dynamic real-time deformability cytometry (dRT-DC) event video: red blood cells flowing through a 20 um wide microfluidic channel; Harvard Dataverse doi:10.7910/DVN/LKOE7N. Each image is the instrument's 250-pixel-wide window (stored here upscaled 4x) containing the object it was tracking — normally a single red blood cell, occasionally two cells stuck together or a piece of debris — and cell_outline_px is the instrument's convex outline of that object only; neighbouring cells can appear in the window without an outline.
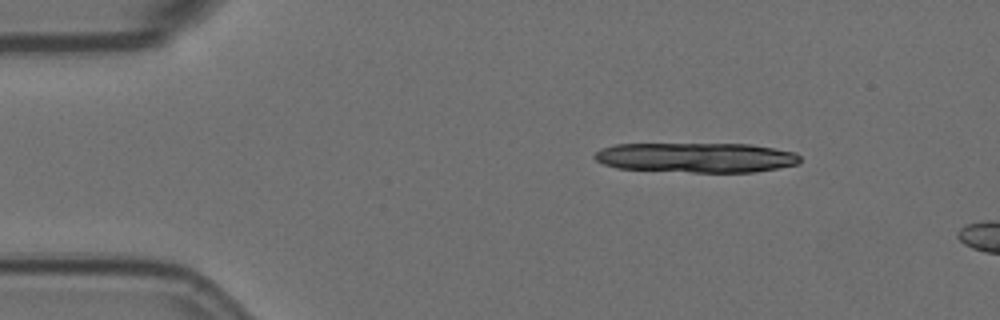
{"species": "Egyptian fruit bat (a non-hibernating species)", "species_latin": "Rousettus aegyptiacus", "temperature_condition": "room temperature", "stored_images_in_passage": 4, "camera_frame_rate_fps": 3000, "um_per_image_px": 0.085, "animal": {"sex": "female"}, "frame": {"image": 1, "passage_image": 2, "time_ms": 1.333, "image_size_px": [1000, 320], "cell_outline_px": [[800, 164], [752, 172], [692, 172], [616, 168], [604, 164], [596, 160], [592, 156], [600, 148], [616, 144], [752, 144], [796, 152], [800, 156]], "centroid_in_image_um": [59.18, 13.39], "position_along_channel_um": 25.8, "area_um2": 35.84}}